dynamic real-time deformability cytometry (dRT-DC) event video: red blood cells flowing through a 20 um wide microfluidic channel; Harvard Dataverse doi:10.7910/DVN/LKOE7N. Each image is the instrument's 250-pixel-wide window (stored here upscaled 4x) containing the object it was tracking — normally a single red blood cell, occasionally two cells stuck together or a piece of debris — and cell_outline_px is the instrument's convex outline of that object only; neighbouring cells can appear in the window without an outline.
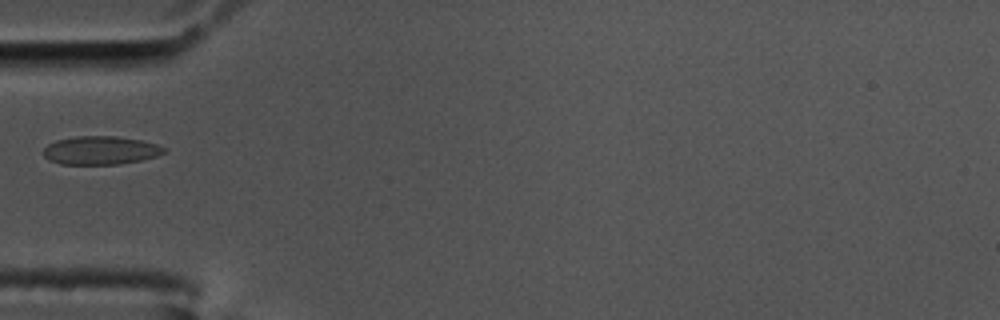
{"species": "common noctule bat (a hibernating species)", "species_latin": "Nyctalus noctula", "temperature_condition": "cold", "stored_images_in_passage": 29, "camera_frame_rate_fps": 3000, "um_per_image_px": 0.085, "animal": {"sex": "male", "body_mass_g": 17.5, "forearm_length_mm": 52.3}, "frame": {"image": 1, "passage_image": 1, "time_ms": 0.0, "image_size_px": [1000, 320], "cell_outline_px": [[168, 152], [156, 156], [140, 160], [120, 164], [60, 164], [48, 160], [44, 156], [44, 148], [48, 144], [56, 140], [76, 136], [116, 136], [140, 140], [156, 144], [164, 148]], "centroid_in_image_um": [8.53, 12.78], "position_along_channel_um": 76.5, "area_um2": 19.94}}
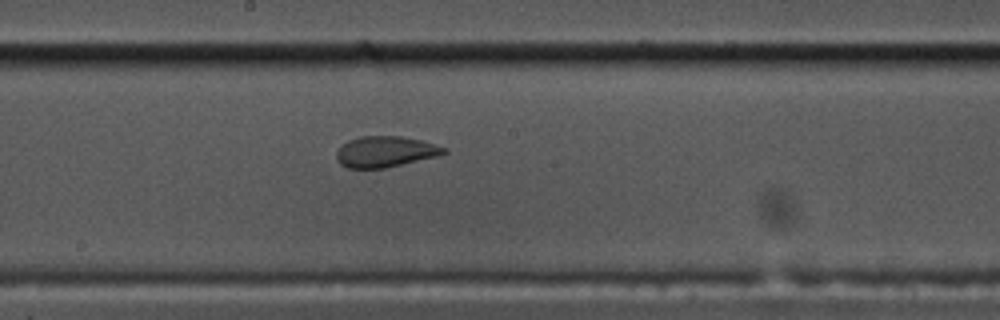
{"frame": {"image": 2, "passage_image": 13, "time_ms": 4.0, "image_size_px": [1000, 320], "cell_outline_px": [[448, 152], [440, 156], [384, 168], [348, 168], [340, 164], [336, 160], [336, 152], [348, 140], [360, 136], [400, 136], [420, 140], [448, 148]], "centroid_in_image_um": [32.77, 12.9], "position_along_channel_um": 215.4, "area_um2": 19.42}}
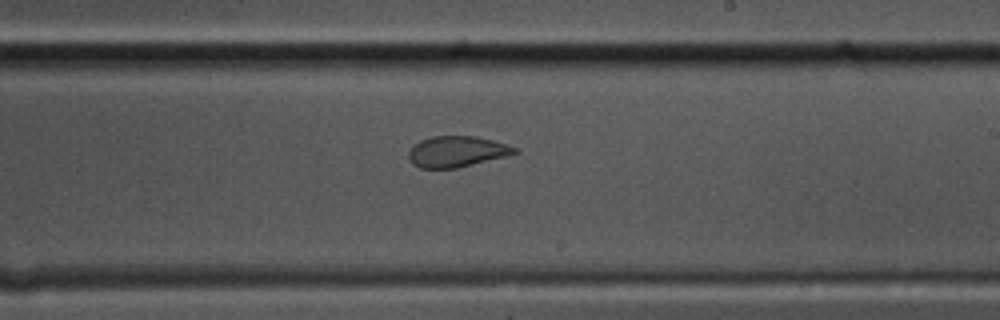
{"frame": {"image": 3, "passage_image": 16, "time_ms": 5.0, "image_size_px": [1000, 320], "cell_outline_px": [[520, 152], [456, 168], [420, 168], [412, 164], [408, 156], [408, 152], [420, 140], [432, 136], [476, 136], [508, 144], [516, 148]], "centroid_in_image_um": [38.81, 12.87], "position_along_channel_um": 250.2, "area_um2": 18.9}}